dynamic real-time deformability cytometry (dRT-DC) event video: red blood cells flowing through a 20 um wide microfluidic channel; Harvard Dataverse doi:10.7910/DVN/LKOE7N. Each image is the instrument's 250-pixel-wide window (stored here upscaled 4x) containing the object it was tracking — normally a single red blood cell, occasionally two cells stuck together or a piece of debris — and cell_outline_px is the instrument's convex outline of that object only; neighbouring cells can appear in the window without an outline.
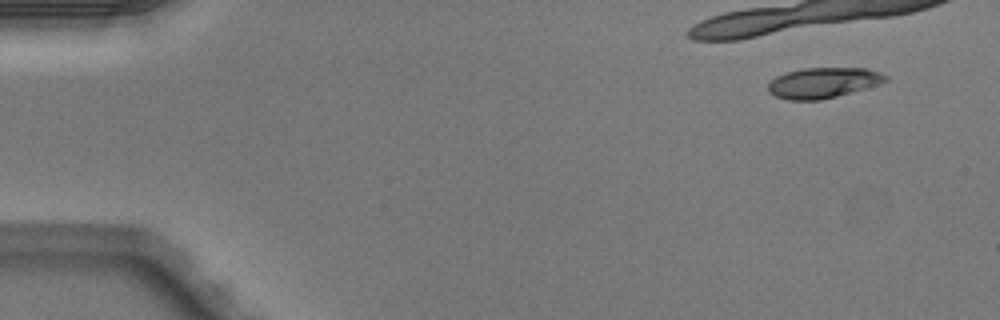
{"species": "Egyptian fruit bat (a non-hibernating species)", "species_latin": "Rousettus aegyptiacus", "temperature_condition": "warm", "stored_images_in_passage": 6, "camera_frame_rate_fps": 3000, "um_per_image_px": 0.085, "animal": {"sex": "male"}, "frame": {"image": 1, "passage_image": 1, "time_ms": 0.0, "image_size_px": [1000, 320], "cell_outline_px": [[888, 80], [880, 84], [836, 96], [820, 100], [788, 100], [776, 96], [768, 92], [768, 84], [776, 76], [788, 72], [804, 68], [864, 68], [880, 72], [888, 76]], "centroid_in_image_um": [69.97, 7.03], "position_along_channel_um": 15.0, "area_um2": 20.75}}